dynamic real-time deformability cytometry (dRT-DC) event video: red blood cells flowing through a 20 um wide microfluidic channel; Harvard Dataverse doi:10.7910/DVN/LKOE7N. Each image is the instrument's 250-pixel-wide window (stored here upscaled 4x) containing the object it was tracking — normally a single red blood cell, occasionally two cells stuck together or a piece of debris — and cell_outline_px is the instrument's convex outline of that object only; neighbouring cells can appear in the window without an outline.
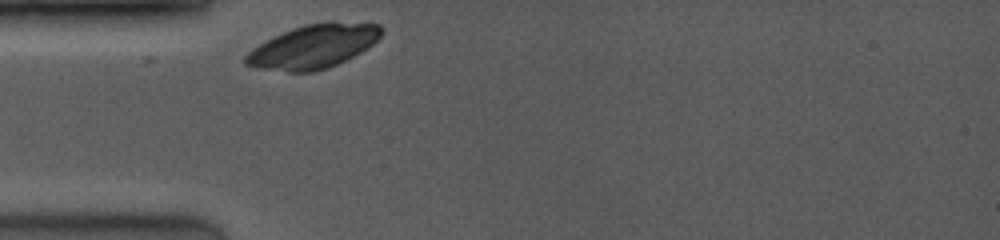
{"species": "common noctule bat (a hibernating species)", "species_latin": "Nyctalus noctula", "temperature_condition": "room temperature", "stored_images_in_passage": 5, "camera_frame_rate_fps": 4000, "um_per_image_px": 0.085, "animal": {"sex": "female", "body_mass_g": 19.0, "forearm_length_mm": 53.3}, "frame": {"image": 1, "passage_image": 1, "time_ms": 0.0, "image_size_px": [1000, 240], "cell_outline_px": [[380, 36], [372, 44], [360, 52], [336, 64], [312, 72], [288, 72], [244, 64], [244, 56], [252, 48], [292, 28], [304, 24], [380, 24]], "centroid_in_image_um": [26.57, 3.98], "position_along_channel_um": 58.4, "area_um2": 33.0}}